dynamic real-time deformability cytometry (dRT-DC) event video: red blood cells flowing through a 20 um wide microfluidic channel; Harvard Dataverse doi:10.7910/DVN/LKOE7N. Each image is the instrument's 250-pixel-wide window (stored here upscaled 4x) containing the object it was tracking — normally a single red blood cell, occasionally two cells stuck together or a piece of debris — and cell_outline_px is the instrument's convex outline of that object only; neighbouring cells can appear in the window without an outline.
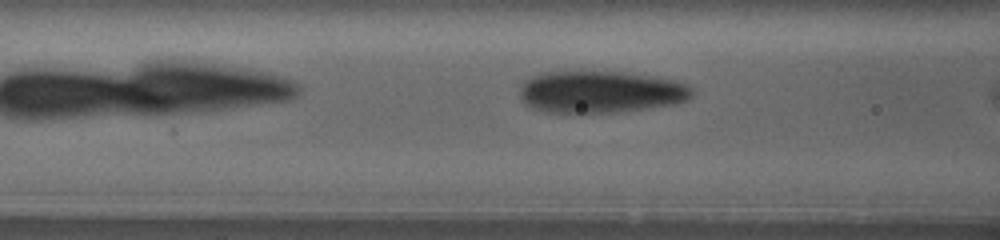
{"species": "human", "species_latin": "Homo sapiens", "temperature_condition": "warm", "stored_images_in_passage": 19, "camera_frame_rate_fps": 3000, "um_per_image_px": 0.085, "donor": {"sex": "female"}, "frame": {"image": 1, "passage_image": 15, "time_ms": 2.0, "image_size_px": [1000, 240], "cell_outline_px": [[692, 96], [688, 100], [676, 104], [620, 112], [544, 112], [532, 108], [524, 104], [520, 92], [520, 88], [532, 76], [548, 72], [620, 72], [672, 80], [684, 84], [692, 88]], "centroid_in_image_um": [51.05, 7.83], "position_along_channel_um": 115.6, "area_um2": 41.62}}